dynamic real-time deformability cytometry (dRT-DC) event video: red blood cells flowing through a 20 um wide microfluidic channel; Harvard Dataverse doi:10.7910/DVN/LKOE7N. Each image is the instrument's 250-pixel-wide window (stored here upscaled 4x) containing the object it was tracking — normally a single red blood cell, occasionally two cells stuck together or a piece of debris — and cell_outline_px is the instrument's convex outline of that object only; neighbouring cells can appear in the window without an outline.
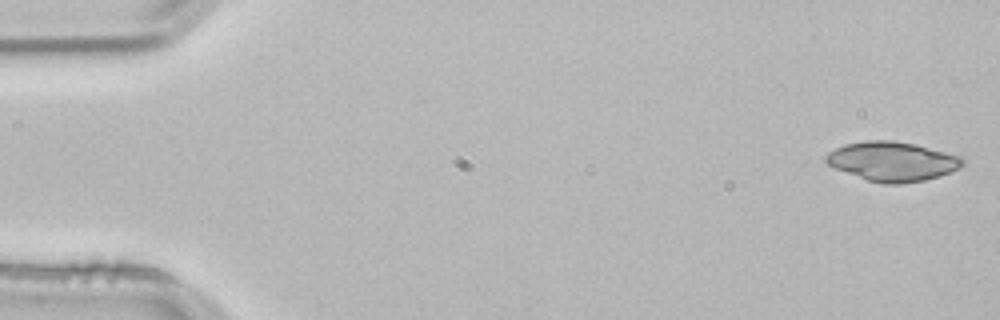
{"species": "common noctule bat (a hibernating species)", "species_latin": "Nyctalus noctula", "temperature_condition": "room temperature", "stored_images_in_passage": 52, "camera_frame_rate_fps": 3000, "um_per_image_px": 0.085, "animal": {"sex": "male", "body_mass_g": 21.5, "forearm_length_mm": 52.0}, "frame": {"image": 1, "passage_image": 1, "time_ms": 0.0, "image_size_px": [1000, 320], "cell_outline_px": [[968, 160], [960, 168], [952, 172], [940, 176], [924, 180], [900, 184], [884, 184], [868, 180], [836, 168], [828, 164], [824, 160], [824, 156], [828, 152], [844, 144], [868, 140], [892, 140], [916, 144], [964, 156]], "centroid_in_image_um": [75.92, 13.71], "position_along_channel_um": 9.1, "area_um2": 31.67}}